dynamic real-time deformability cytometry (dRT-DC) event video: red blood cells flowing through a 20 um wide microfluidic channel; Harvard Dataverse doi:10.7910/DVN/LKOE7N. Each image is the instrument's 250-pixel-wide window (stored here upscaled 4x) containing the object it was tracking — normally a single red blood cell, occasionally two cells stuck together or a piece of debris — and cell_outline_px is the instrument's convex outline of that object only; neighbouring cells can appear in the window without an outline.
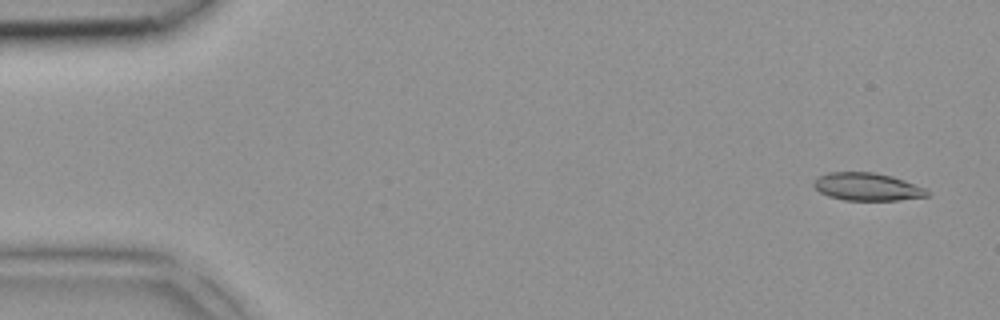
{"species": "common noctule bat (a hibernating species)", "species_latin": "Nyctalus noctula", "temperature_condition": "room temperature", "stored_images_in_passage": 5, "camera_frame_rate_fps": 3000, "um_per_image_px": 0.085, "animal": {"sex": "female", "body_mass_g": 18.4}, "frame": {"image": 1, "passage_image": 1, "time_ms": 0.0, "image_size_px": [1000, 320], "cell_outline_px": [[932, 192], [928, 196], [900, 200], [844, 200], [828, 196], [820, 192], [812, 184], [812, 180], [828, 172], [872, 172], [892, 176], [928, 188]], "centroid_in_image_um": [73.75, 15.88], "position_along_channel_um": 11.3, "area_um2": 18.55}}